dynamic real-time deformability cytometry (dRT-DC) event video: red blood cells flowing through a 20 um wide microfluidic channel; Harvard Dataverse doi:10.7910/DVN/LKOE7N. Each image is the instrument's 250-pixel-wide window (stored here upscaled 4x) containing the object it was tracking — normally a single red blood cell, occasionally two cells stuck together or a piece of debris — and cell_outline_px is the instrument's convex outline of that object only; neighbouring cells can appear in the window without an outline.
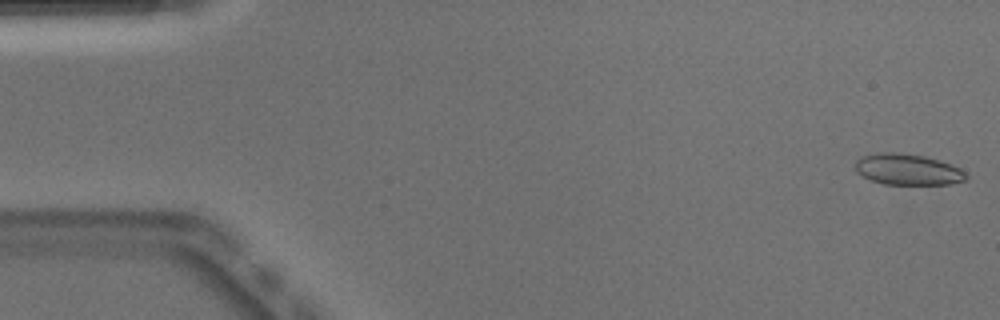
{"species": "Egyptian fruit bat (a non-hibernating species)", "species_latin": "Rousettus aegyptiacus", "temperature_condition": "warm", "stored_images_in_passage": 51, "camera_frame_rate_fps": 3000, "um_per_image_px": 0.085, "animal": {"sex": "male"}, "frame": {"image": 1, "passage_image": 1, "time_ms": 0.0, "image_size_px": [1000, 320], "cell_outline_px": [[968, 176], [964, 180], [952, 184], [884, 184], [872, 180], [856, 172], [856, 160], [864, 156], [876, 152], [900, 152], [924, 156], [940, 160], [952, 164], [960, 168]], "centroid_in_image_um": [77.17, 14.39], "position_along_channel_um": 7.8, "area_um2": 20.06}}
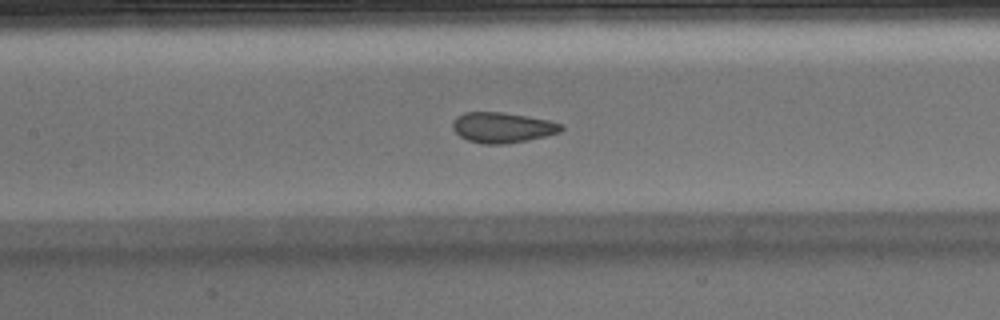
{"frame": {"image": 2, "passage_image": 23, "time_ms": 7.333, "image_size_px": [1000, 320], "cell_outline_px": [[564, 128], [560, 132], [528, 140], [504, 144], [480, 144], [468, 140], [460, 136], [452, 128], [452, 124], [456, 116], [464, 112], [504, 112], [548, 120], [564, 124]], "centroid_in_image_um": [42.7, 10.84], "position_along_channel_um": 164.7, "area_um2": 19.31}}
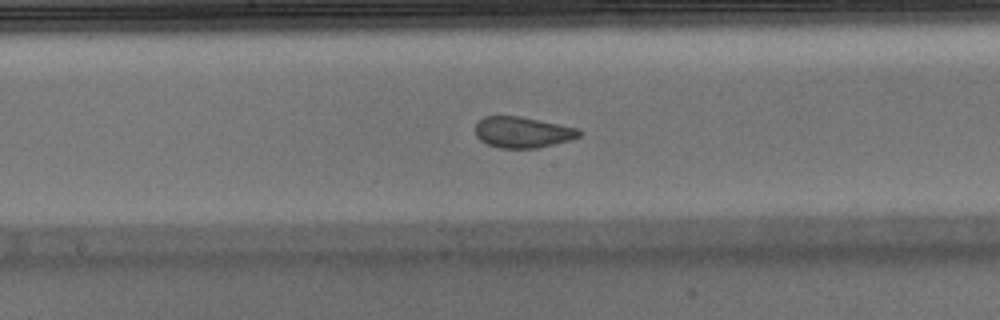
{"frame": {"image": 3, "passage_image": 26, "time_ms": 8.333, "image_size_px": [1000, 320], "cell_outline_px": [[584, 132], [580, 136], [568, 140], [536, 148], [500, 148], [488, 144], [480, 140], [476, 136], [476, 124], [484, 116], [520, 116], [580, 128]], "centroid_in_image_um": [44.44, 11.23], "position_along_channel_um": 203.8, "area_um2": 18.73}, "authors_computed_cell_mechanics": {"area_um2": 20.4034, "velocity_mm_per_s": 3.9223, "shape_relaxation_time_tau1_ms": 10.9749, "shape_relaxation_time_tau2_ms": 0.8184, "deformation_change_tau1": 0.2144, "deformation_change_tau2": 0.0607}}